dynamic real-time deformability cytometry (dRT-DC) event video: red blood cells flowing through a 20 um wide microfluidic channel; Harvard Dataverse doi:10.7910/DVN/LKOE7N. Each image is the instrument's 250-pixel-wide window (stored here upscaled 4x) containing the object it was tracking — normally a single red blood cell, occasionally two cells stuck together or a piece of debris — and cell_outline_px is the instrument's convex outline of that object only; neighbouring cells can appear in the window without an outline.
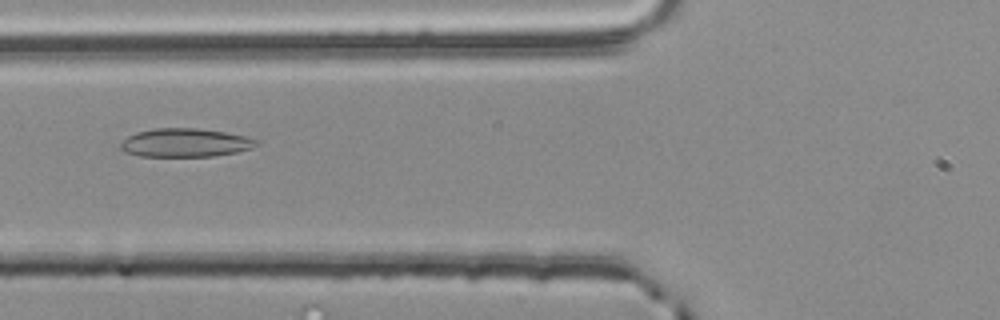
{"species": "common noctule bat (a hibernating species)", "species_latin": "Nyctalus noctula", "temperature_condition": "room temperature", "stored_images_in_passage": 40, "camera_frame_rate_fps": 3000, "um_per_image_px": 0.085, "animal": {"sex": "male", "body_mass_g": 20.4}, "frame": {"image": 1, "passage_image": 9, "time_ms": 2.667, "image_size_px": [1000, 320], "cell_outline_px": [[256, 144], [252, 148], [236, 152], [212, 156], [140, 156], [124, 152], [120, 148], [120, 144], [128, 136], [136, 132], [156, 128], [196, 128], [224, 132], [244, 136], [256, 140]], "centroid_in_image_um": [15.69, 12.13], "position_along_channel_um": 110.1, "area_um2": 22.31}}
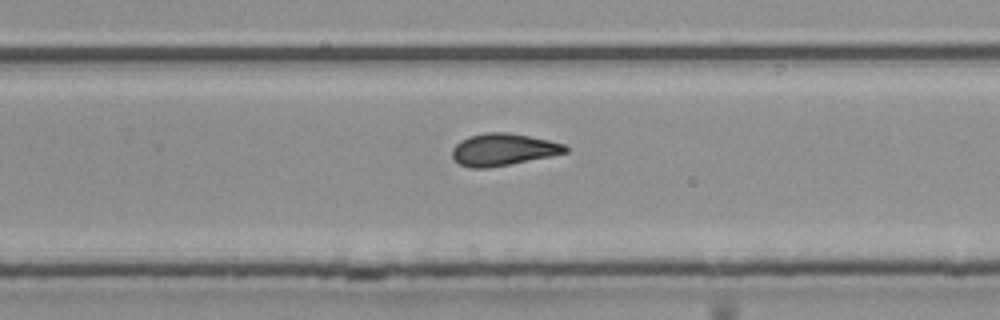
{"frame": {"image": 2, "passage_image": 23, "time_ms": 7.333, "image_size_px": [1000, 320], "cell_outline_px": [[568, 152], [552, 156], [488, 168], [472, 168], [460, 164], [452, 156], [452, 148], [460, 140], [468, 136], [484, 132], [508, 132], [548, 140], [564, 144], [568, 148]], "centroid_in_image_um": [42.75, 12.7], "position_along_channel_um": 287.0, "area_um2": 21.15}}
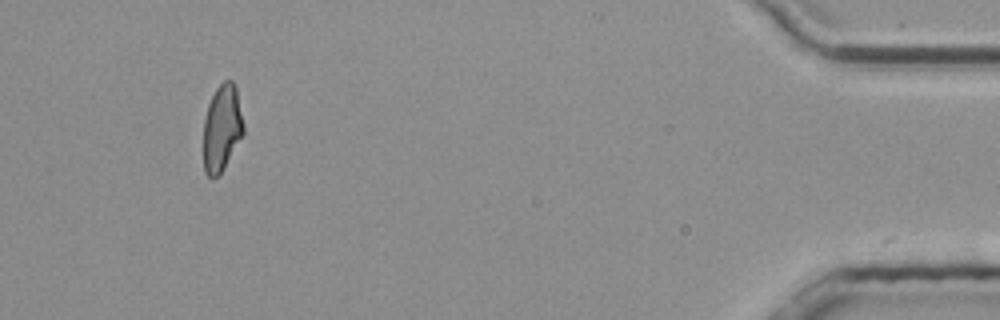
{"frame": {"image": 3, "passage_image": 39, "time_ms": 12.667, "image_size_px": [1000, 320], "cell_outline_px": [[244, 132], [224, 168], [216, 176], [208, 176], [204, 172], [204, 120], [208, 104], [216, 88], [224, 80], [232, 80], [236, 88], [244, 128]], "centroid_in_image_um": [18.85, 10.86], "position_along_channel_um": 416.3, "area_um2": 19.88}, "authors_computed_cell_mechanics": {"area_um2": 21.1259, "velocity_mm_per_s": 3.7866, "shape_relaxation_time_tau1_ms": null, "shape_relaxation_time_tau2_ms": 2.6347, "deformation_change_tau1": null, "deformation_change_tau2": 0.1021}}